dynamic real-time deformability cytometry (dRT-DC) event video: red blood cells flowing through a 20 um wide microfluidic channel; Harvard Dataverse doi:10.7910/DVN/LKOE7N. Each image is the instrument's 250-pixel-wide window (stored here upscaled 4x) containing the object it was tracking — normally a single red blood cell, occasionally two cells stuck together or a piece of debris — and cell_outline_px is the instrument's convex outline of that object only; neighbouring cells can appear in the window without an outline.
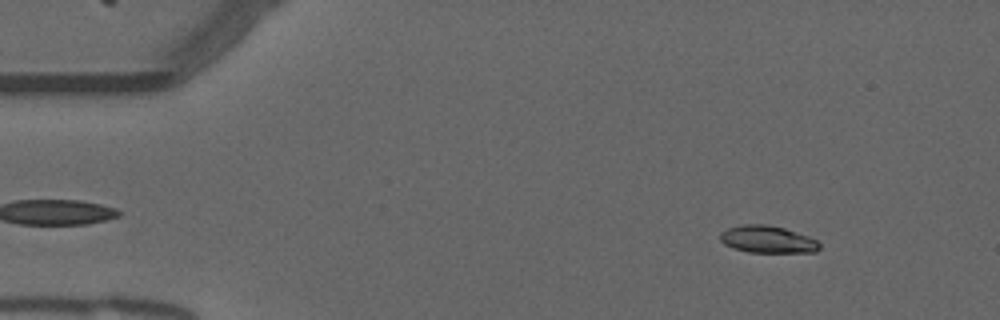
{"species": "common noctule bat (a hibernating species)", "species_latin": "Nyctalus noctula", "temperature_condition": "warm", "stored_images_in_passage": 54, "camera_frame_rate_fps": 3000, "um_per_image_px": 0.085, "animal": {"sex": "male", "forearm_length_mm": 52.5}, "frame": {"image": 1, "passage_image": 6, "time_ms": 1.667, "image_size_px": [1000, 320], "cell_outline_px": [[820, 248], [816, 252], [748, 252], [732, 248], [724, 244], [720, 240], [720, 232], [728, 228], [744, 224], [764, 224], [784, 228], [808, 236], [816, 240], [820, 244]], "centroid_in_image_um": [65.22, 20.35], "position_along_channel_um": 19.8, "area_um2": 15.72}}
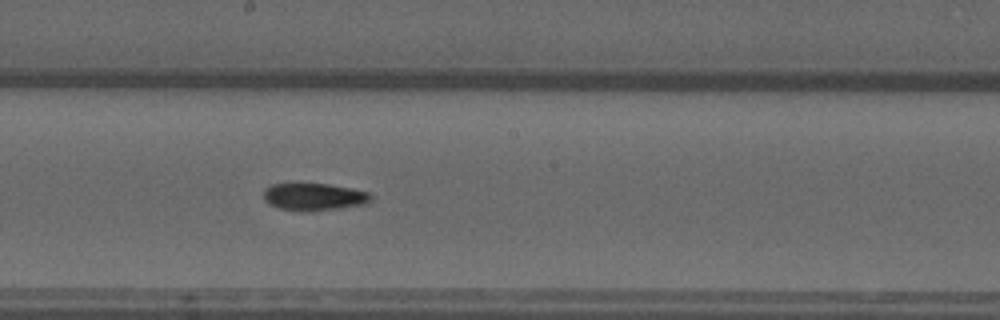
{"frame": {"image": 2, "passage_image": 29, "time_ms": 9.333, "image_size_px": [1000, 320], "cell_outline_px": [[372, 200], [368, 204], [340, 208], [304, 212], [300, 212], [280, 208], [264, 200], [264, 188], [272, 184], [328, 184], [352, 188], [368, 192], [372, 196]], "centroid_in_image_um": [26.73, 16.74], "position_along_channel_um": 221.5, "area_um2": 17.17}}
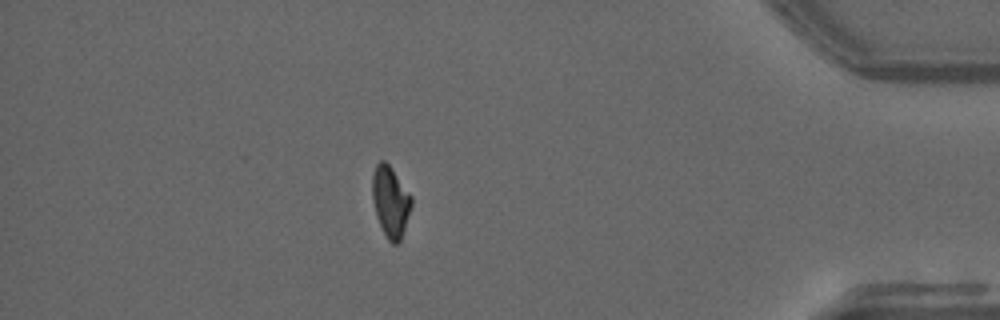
{"frame": {"image": 3, "passage_image": 47, "time_ms": 15.333, "image_size_px": [1000, 320], "cell_outline_px": [[412, 204], [400, 240], [396, 244], [392, 244], [388, 240], [376, 216], [372, 200], [372, 176], [376, 164], [380, 160], [384, 160], [392, 168], [412, 196]], "centroid_in_image_um": [33.18, 17.1], "position_along_channel_um": 402.0, "area_um2": 16.07}, "authors_computed_cell_mechanics": {"area_um2": 16.2996, "velocity_mm_per_s": 3.7597, "shape_relaxation_time_tau1_ms": 4.3503, "shape_relaxation_time_tau2_ms": null, "deformation_change_tau1": 0.1423, "deformation_change_tau2": null}}